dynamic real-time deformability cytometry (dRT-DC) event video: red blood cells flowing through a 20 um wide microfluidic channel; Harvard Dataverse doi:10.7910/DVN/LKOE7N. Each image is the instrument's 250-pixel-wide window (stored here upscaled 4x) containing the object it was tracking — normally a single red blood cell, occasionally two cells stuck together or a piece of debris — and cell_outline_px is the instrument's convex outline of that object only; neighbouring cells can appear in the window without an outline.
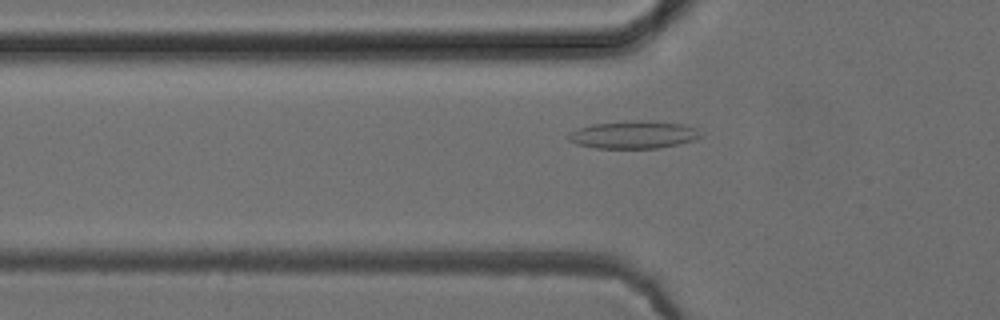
{"species": "common noctule bat (a hibernating species)", "species_latin": "Nyctalus noctula", "temperature_condition": "cold", "stored_images_in_passage": 41, "camera_frame_rate_fps": 3000, "um_per_image_px": 0.085, "animal": {"sex": "female", "body_mass_g": 24.6, "forearm_length_mm": 56.2}, "frame": {"image": 1, "passage_image": 6, "time_ms": 1.667, "image_size_px": [1000, 320], "cell_outline_px": [[704, 136], [696, 140], [680, 144], [660, 148], [596, 148], [576, 144], [568, 140], [568, 136], [572, 132], [580, 128], [592, 124], [636, 120], [652, 120], [684, 124], [700, 128]], "centroid_in_image_um": [53.98, 11.44], "position_along_channel_um": 71.8, "area_um2": 21.68}}
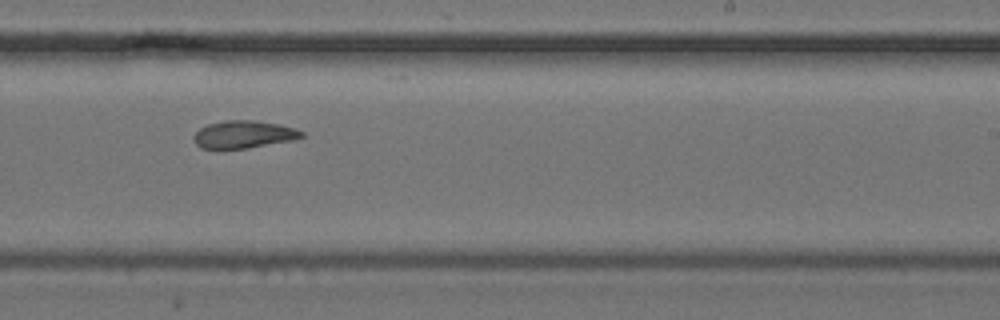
{"frame": {"image": 2, "passage_image": 21, "time_ms": 6.667, "image_size_px": [1000, 320], "cell_outline_px": [[304, 136], [292, 140], [248, 148], [200, 148], [192, 140], [192, 136], [200, 128], [208, 124], [224, 120], [252, 120], [276, 124], [296, 128], [304, 132]], "centroid_in_image_um": [20.69, 11.42], "position_along_channel_um": 268.3, "area_um2": 17.22}}
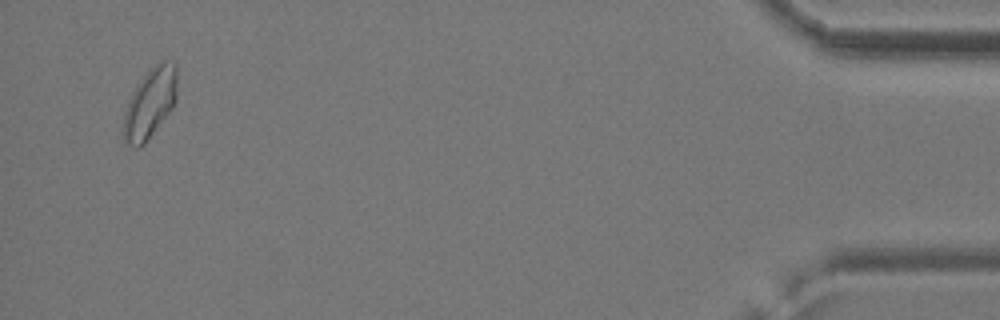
{"frame": {"image": 3, "passage_image": 39, "time_ms": 12.667, "image_size_px": [1000, 320], "cell_outline_px": [[176, 100], [172, 108], [144, 144], [140, 148], [136, 148], [124, 144], [120, 132], [124, 112], [128, 100], [136, 84], [160, 60], [176, 60]], "centroid_in_image_um": [12.7, 8.81], "position_along_channel_um": 422.5, "area_um2": 22.31}}